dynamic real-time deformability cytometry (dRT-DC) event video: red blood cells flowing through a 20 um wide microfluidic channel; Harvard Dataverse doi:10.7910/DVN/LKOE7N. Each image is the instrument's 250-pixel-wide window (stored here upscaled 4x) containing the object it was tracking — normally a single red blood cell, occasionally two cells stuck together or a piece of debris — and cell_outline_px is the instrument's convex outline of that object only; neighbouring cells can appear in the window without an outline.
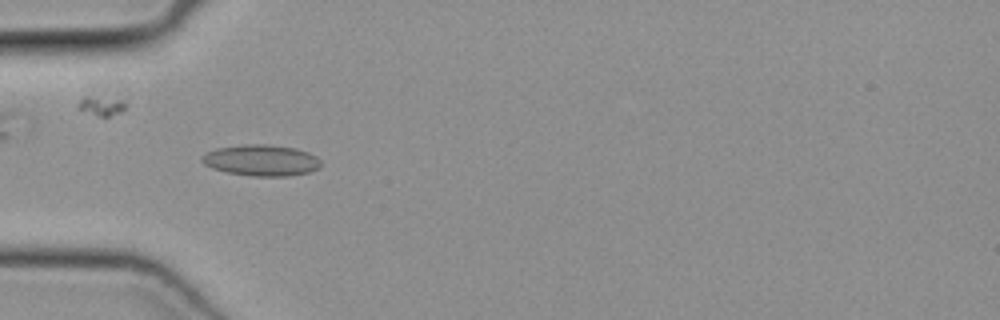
{"species": "common noctule bat (a hibernating species)", "species_latin": "Nyctalus noctula", "temperature_condition": "cold", "stored_images_in_passage": 21, "camera_frame_rate_fps": 3000, "um_per_image_px": 0.085, "animal": {"sex": "female", "body_mass_g": 19.3, "forearm_length_mm": 54.1}, "frame": {"image": 1, "passage_image": 4, "time_ms": 1.0, "image_size_px": [1000, 320], "cell_outline_px": [[320, 168], [308, 172], [288, 176], [252, 176], [228, 172], [212, 168], [204, 164], [200, 160], [208, 152], [216, 148], [244, 144], [268, 144], [296, 148], [308, 152], [316, 156], [320, 160]], "centroid_in_image_um": [22.23, 13.62], "position_along_channel_um": 62.8, "area_um2": 21.56}}
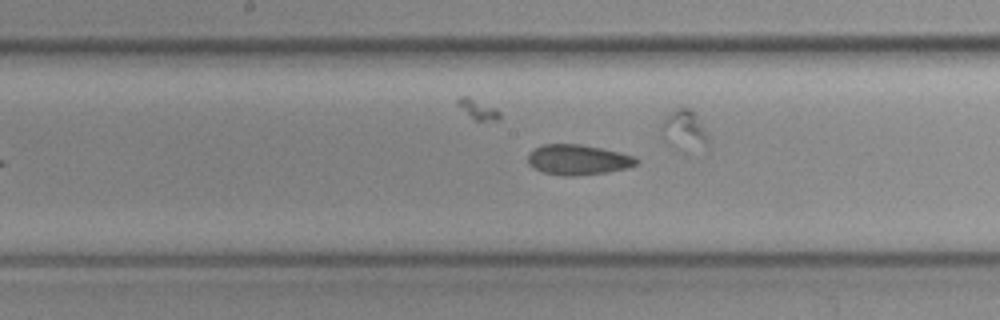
{"frame": {"image": 2, "passage_image": 14, "time_ms": 4.333, "image_size_px": [1000, 320], "cell_outline_px": [[640, 160], [636, 164], [624, 168], [608, 172], [576, 176], [564, 176], [544, 172], [528, 164], [528, 152], [544, 144], [580, 144], [600, 148], [636, 156]], "centroid_in_image_um": [49.13, 13.58], "position_along_channel_um": 199.1, "area_um2": 19.02}}
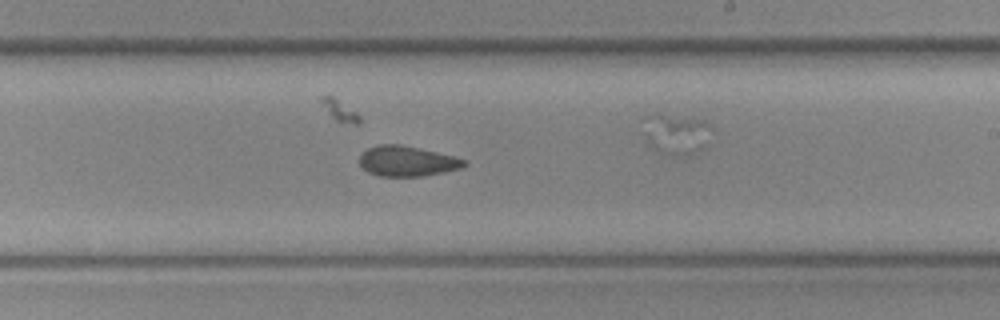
{"frame": {"image": 3, "passage_image": 18, "time_ms": 5.667, "image_size_px": [1000, 320], "cell_outline_px": [[468, 164], [460, 168], [444, 172], [424, 176], [380, 176], [368, 172], [360, 164], [360, 156], [368, 148], [380, 144], [400, 144], [436, 152], [452, 156], [464, 160]], "centroid_in_image_um": [34.59, 13.7], "position_along_channel_um": 254.4, "area_um2": 18.21}}